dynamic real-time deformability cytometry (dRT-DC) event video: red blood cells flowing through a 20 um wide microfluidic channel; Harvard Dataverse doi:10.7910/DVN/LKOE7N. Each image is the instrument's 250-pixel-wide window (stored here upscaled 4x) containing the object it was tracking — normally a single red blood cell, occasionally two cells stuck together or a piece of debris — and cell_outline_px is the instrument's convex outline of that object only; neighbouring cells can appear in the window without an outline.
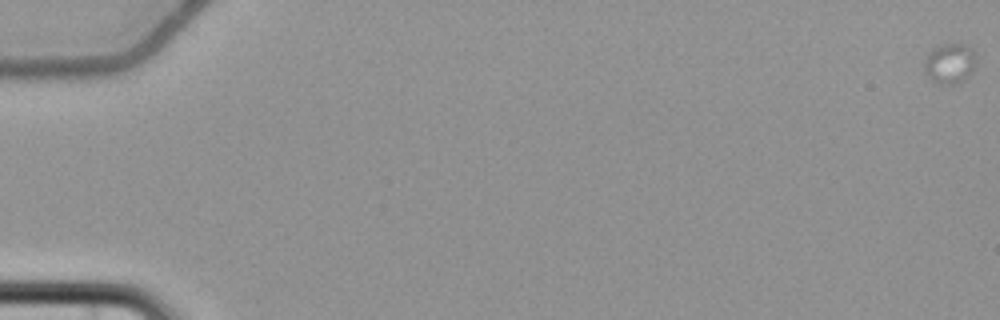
{"species": "common noctule bat (a hibernating species)", "species_latin": "Nyctalus noctula", "temperature_condition": "cold", "stored_images_in_passage": 7, "camera_frame_rate_fps": 3000, "um_per_image_px": 0.085, "animal": {"sex": "female", "body_mass_g": 22.7, "forearm_length_mm": 54.2}, "frame": {"image": 1, "passage_image": 1, "time_ms": 0.0, "image_size_px": [1000, 320], "cell_outline_px": [[976, 56], [972, 68], [964, 80], [960, 84], [940, 84], [932, 80], [924, 72], [924, 60], [936, 48], [944, 44], [964, 44], [972, 48], [976, 52]], "centroid_in_image_um": [80.74, 5.41], "position_along_channel_um": 4.3, "area_um2": 11.91}}